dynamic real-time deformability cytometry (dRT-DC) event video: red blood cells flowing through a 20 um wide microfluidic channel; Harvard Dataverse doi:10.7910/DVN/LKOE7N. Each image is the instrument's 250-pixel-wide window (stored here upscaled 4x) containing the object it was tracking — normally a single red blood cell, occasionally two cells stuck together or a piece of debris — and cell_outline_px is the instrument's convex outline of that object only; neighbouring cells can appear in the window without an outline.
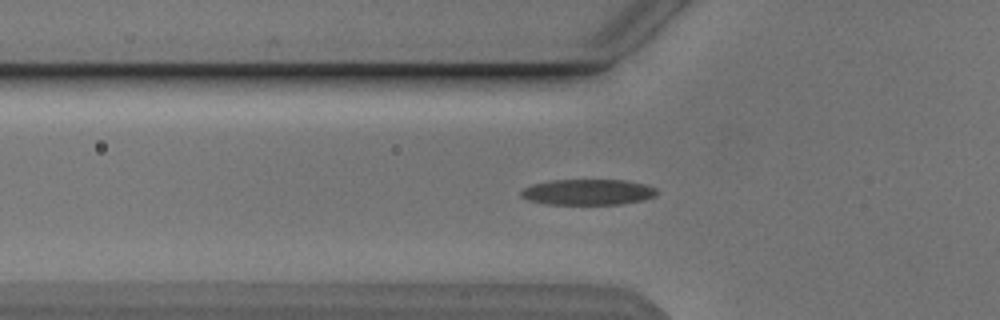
{"species": "Egyptian fruit bat (a non-hibernating species)", "species_latin": "Rousettus aegyptiacus", "temperature_condition": "cold", "stored_images_in_passage": 20, "camera_frame_rate_fps": 3000, "um_per_image_px": 0.085, "animal": {"sex": "male"}, "frame": {"image": 1, "passage_image": 2, "time_ms": 0.333, "image_size_px": [1000, 320], "cell_outline_px": [[660, 192], [656, 196], [644, 200], [624, 204], [544, 204], [528, 200], [520, 196], [520, 192], [524, 188], [532, 184], [552, 180], [628, 180], [648, 184], [656, 188]], "centroid_in_image_um": [50.03, 16.32], "position_along_channel_um": 75.8, "area_um2": 20.75}}
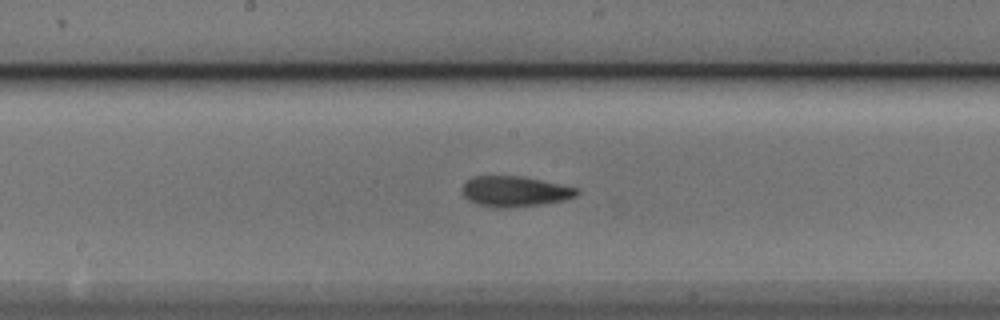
{"frame": {"image": 2, "passage_image": 12, "time_ms": 3.667, "image_size_px": [1000, 320], "cell_outline_px": [[580, 192], [576, 196], [564, 200], [544, 204], [504, 208], [500, 208], [476, 204], [468, 200], [464, 196], [464, 184], [472, 176], [520, 176], [580, 188]], "centroid_in_image_um": [43.79, 16.27], "position_along_channel_um": 204.4, "area_um2": 20.29}}
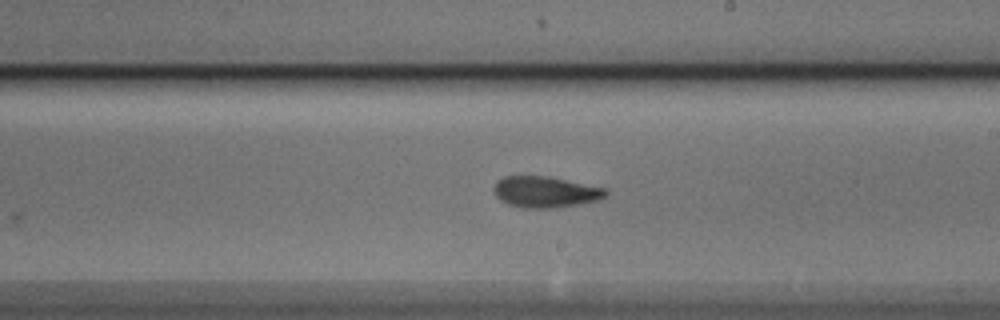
{"frame": {"image": 3, "passage_image": 15, "time_ms": 4.667, "image_size_px": [1000, 320], "cell_outline_px": [[608, 196], [600, 200], [580, 204], [552, 208], [524, 208], [508, 204], [500, 200], [496, 196], [492, 188], [496, 180], [504, 176], [548, 176], [608, 188]], "centroid_in_image_um": [46.38, 16.31], "position_along_channel_um": 242.6, "area_um2": 20.69}}